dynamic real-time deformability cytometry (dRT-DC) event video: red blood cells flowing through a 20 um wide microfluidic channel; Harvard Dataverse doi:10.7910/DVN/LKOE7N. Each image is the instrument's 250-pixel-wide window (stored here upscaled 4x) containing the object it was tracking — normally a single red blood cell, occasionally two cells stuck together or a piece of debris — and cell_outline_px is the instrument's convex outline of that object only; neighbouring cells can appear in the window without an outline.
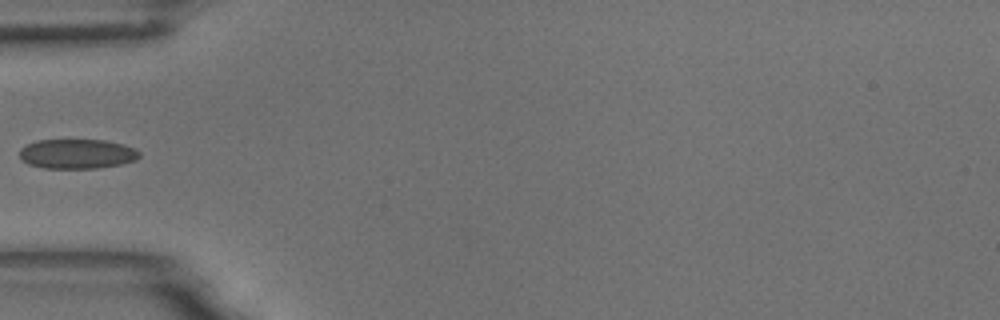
{"species": "common noctule bat (a hibernating species)", "species_latin": "Nyctalus noctula", "temperature_condition": "room temperature", "stored_images_in_passage": 2, "camera_frame_rate_fps": 3000, "um_per_image_px": 0.085, "animal": {"sex": "male", "body_mass_g": 18.8}, "frame": {"image": 1, "passage_image": 1, "time_ms": 0.0, "image_size_px": [1000, 320], "cell_outline_px": [[140, 156], [136, 160], [120, 164], [96, 168], [44, 168], [28, 164], [20, 160], [20, 148], [36, 140], [104, 140], [124, 144], [136, 148], [140, 152]], "centroid_in_image_um": [6.55, 13.07], "position_along_channel_um": 78.4, "area_um2": 20.81}}